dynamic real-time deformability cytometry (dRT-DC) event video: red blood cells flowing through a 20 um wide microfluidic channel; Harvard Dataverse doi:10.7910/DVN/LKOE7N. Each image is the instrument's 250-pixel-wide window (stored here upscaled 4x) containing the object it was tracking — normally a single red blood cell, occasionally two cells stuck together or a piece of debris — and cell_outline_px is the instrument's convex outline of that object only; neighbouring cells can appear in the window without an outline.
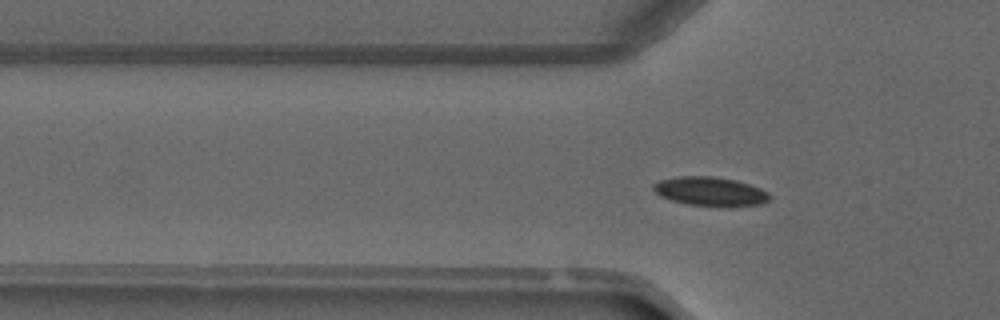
{"species": "common noctule bat (a hibernating species)", "species_latin": "Nyctalus noctula", "temperature_condition": "warm", "stored_images_in_passage": 2, "camera_frame_rate_fps": 3000, "um_per_image_px": 0.085, "animal": {"sex": "male", "forearm_length_mm": 52.5}, "frame": {"image": 1, "passage_image": 2, "time_ms": 1.0, "image_size_px": [1000, 320], "cell_outline_px": [[768, 200], [760, 204], [688, 204], [672, 200], [660, 196], [652, 188], [652, 184], [660, 180], [676, 176], [712, 176], [736, 180], [760, 188], [768, 192]], "centroid_in_image_um": [60.29, 16.22], "position_along_channel_um": 65.5, "area_um2": 18.79}}